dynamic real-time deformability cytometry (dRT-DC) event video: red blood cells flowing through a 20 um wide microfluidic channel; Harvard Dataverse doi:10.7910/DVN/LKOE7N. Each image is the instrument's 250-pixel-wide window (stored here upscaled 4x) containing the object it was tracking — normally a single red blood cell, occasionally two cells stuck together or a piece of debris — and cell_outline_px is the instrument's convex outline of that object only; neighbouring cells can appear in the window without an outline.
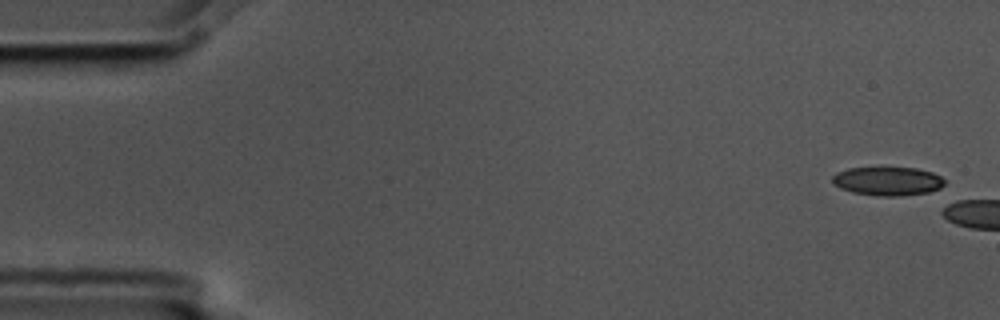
{"species": "common noctule bat (a hibernating species)", "species_latin": "Nyctalus noctula", "temperature_condition": "cold", "stored_images_in_passage": 3, "camera_frame_rate_fps": 3000, "um_per_image_px": 0.085, "animal": {"sex": "male", "body_mass_g": 17.5, "forearm_length_mm": 52.3}, "frame": {"image": 1, "passage_image": 1, "time_ms": 0.0, "image_size_px": [1000, 320], "cell_outline_px": [[944, 184], [940, 188], [928, 192], [900, 196], [884, 196], [852, 192], [840, 188], [832, 184], [832, 176], [836, 172], [848, 168], [916, 168], [932, 172], [940, 176], [944, 180]], "centroid_in_image_um": [75.43, 15.39], "position_along_channel_um": 9.6, "area_um2": 18.67}}